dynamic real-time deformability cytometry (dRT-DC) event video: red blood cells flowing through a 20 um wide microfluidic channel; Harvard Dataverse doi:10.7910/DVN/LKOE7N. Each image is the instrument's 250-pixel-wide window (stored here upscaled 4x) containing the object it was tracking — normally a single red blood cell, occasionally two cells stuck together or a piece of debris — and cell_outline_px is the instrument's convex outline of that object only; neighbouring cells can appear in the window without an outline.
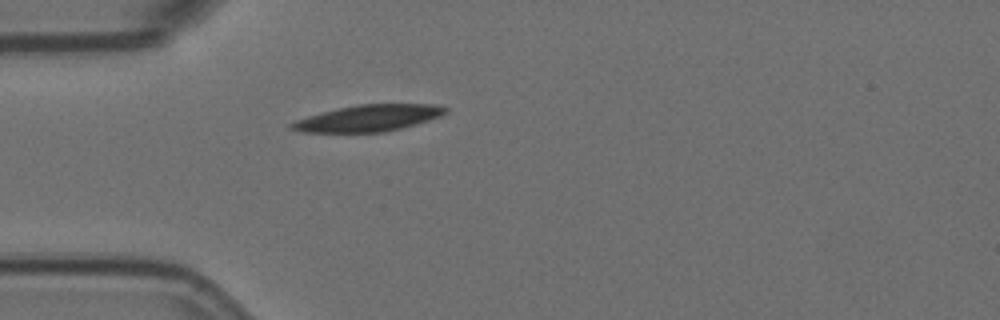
{"species": "Egyptian fruit bat (a non-hibernating species)", "species_latin": "Rousettus aegyptiacus", "temperature_condition": "room temperature", "stored_images_in_passage": 1, "camera_frame_rate_fps": 3000, "um_per_image_px": 0.085, "animal": {"sex": "female"}, "frame": {"image": 1, "passage_image": 1, "time_ms": 0.0, "image_size_px": [1000, 320], "cell_outline_px": [[448, 112], [440, 116], [416, 124], [384, 132], [300, 132], [288, 128], [288, 124], [296, 120], [308, 116], [356, 104], [432, 104], [448, 108]], "centroid_in_image_um": [31.3, 10.04], "position_along_channel_um": 53.7, "area_um2": 23.58}}